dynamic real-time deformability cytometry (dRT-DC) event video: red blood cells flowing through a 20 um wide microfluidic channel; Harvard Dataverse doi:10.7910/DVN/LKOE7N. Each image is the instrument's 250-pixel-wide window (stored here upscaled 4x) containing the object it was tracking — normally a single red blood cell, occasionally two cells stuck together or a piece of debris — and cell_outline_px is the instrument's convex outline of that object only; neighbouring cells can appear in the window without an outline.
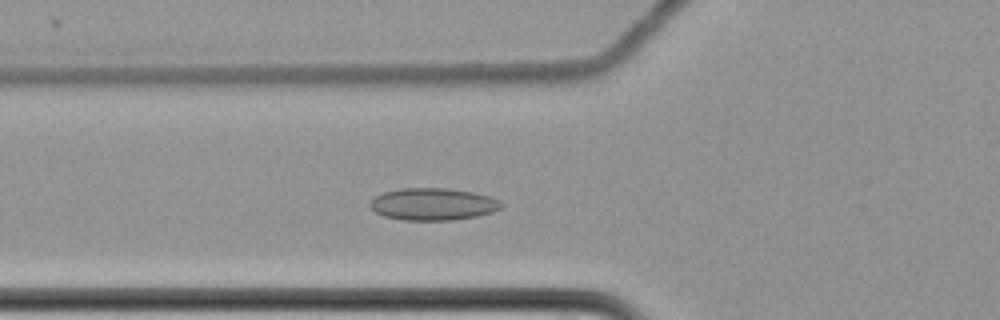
{"species": "common noctule bat (a hibernating species)", "species_latin": "Nyctalus noctula", "temperature_condition": "cold", "stored_images_in_passage": 30, "camera_frame_rate_fps": 3000, "um_per_image_px": 0.085, "animal": {"sex": "female", "body_mass_g": 22.7, "forearm_length_mm": 54.2}, "frame": {"image": 1, "passage_image": 5, "time_ms": 1.333, "image_size_px": [1000, 320], "cell_outline_px": [[504, 204], [500, 208], [492, 212], [476, 216], [452, 220], [404, 220], [384, 216], [376, 212], [368, 204], [376, 196], [384, 192], [400, 188], [448, 188], [472, 192], [488, 196], [500, 200]], "centroid_in_image_um": [36.81, 17.35], "position_along_channel_um": 89.0, "area_um2": 24.51}}
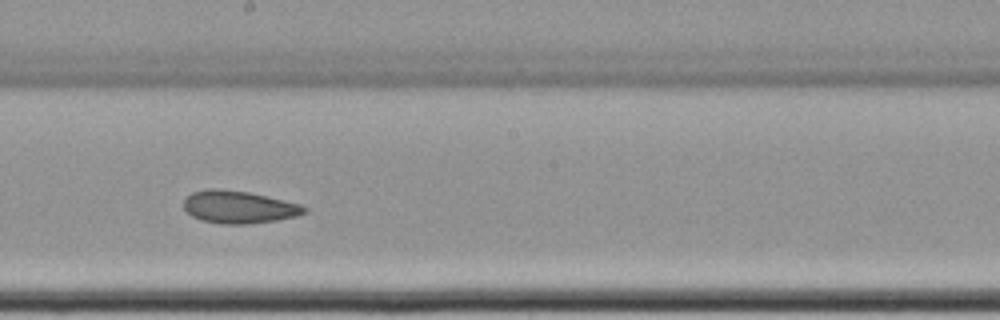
{"frame": {"image": 2, "passage_image": 17, "time_ms": 5.333, "image_size_px": [1000, 320], "cell_outline_px": [[308, 212], [296, 216], [276, 220], [248, 224], [220, 224], [200, 220], [192, 216], [184, 208], [184, 200], [192, 192], [208, 188], [216, 188], [248, 192], [300, 204], [308, 208]], "centroid_in_image_um": [20.29, 17.6], "position_along_channel_um": 227.9, "area_um2": 22.83}}
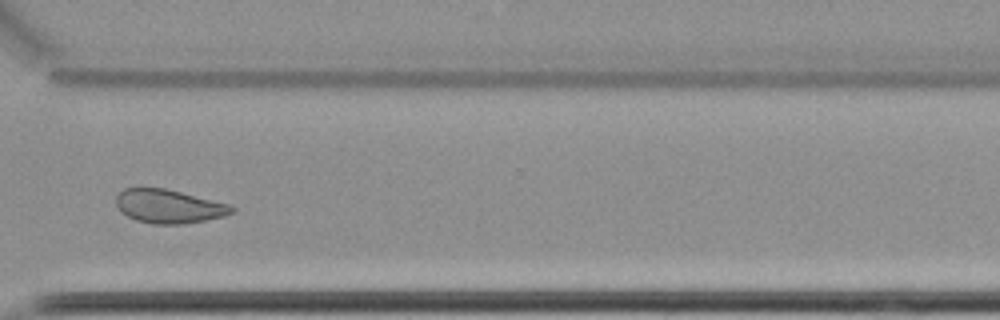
{"frame": {"image": 3, "passage_image": 28, "time_ms": 9.0, "image_size_px": [1000, 320], "cell_outline_px": [[236, 212], [224, 216], [184, 224], [152, 224], [136, 220], [120, 212], [116, 204], [116, 196], [124, 188], [164, 188], [228, 204], [236, 208]], "centroid_in_image_um": [14.34, 17.55], "position_along_channel_um": 356.3, "area_um2": 22.6}, "authors_computed_cell_mechanics": {"area_um2": 22.831, "velocity_mm_per_s": 3.4812, "shape_relaxation_time_tau1_ms": null, "shape_relaxation_time_tau2_ms": 6.2554, "deformation_change_tau1": null, "deformation_change_tau2": 0.1245}}